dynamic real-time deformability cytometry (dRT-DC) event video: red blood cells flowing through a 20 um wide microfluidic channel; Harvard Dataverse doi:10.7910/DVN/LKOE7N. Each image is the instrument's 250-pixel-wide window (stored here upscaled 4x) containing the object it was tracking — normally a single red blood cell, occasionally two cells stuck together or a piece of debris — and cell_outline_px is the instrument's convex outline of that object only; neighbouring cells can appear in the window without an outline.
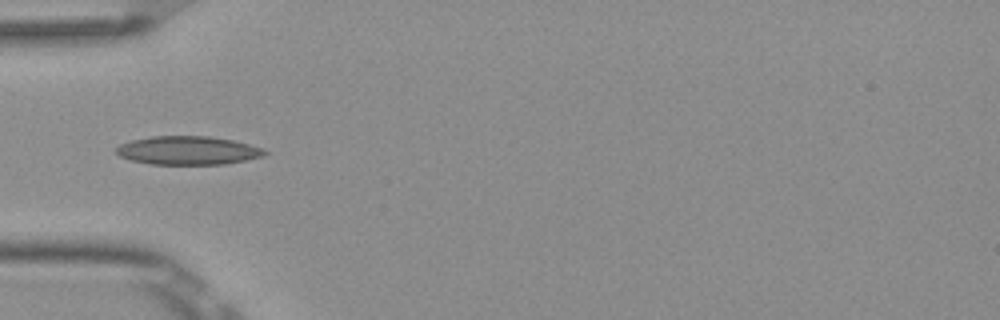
{"species": "Egyptian fruit bat (a non-hibernating species)", "species_latin": "Rousettus aegyptiacus", "temperature_condition": "room temperature", "stored_images_in_passage": 5, "camera_frame_rate_fps": 3000, "um_per_image_px": 0.085, "frame": {"image": 1, "passage_image": 5, "time_ms": 1.333, "image_size_px": [1000, 320], "cell_outline_px": [[268, 152], [264, 156], [224, 164], [148, 164], [132, 160], [120, 156], [116, 152], [116, 148], [120, 144], [132, 140], [152, 136], [208, 136], [232, 140], [264, 148]], "centroid_in_image_um": [15.98, 12.79], "position_along_channel_um": 69.0, "area_um2": 24.57}}